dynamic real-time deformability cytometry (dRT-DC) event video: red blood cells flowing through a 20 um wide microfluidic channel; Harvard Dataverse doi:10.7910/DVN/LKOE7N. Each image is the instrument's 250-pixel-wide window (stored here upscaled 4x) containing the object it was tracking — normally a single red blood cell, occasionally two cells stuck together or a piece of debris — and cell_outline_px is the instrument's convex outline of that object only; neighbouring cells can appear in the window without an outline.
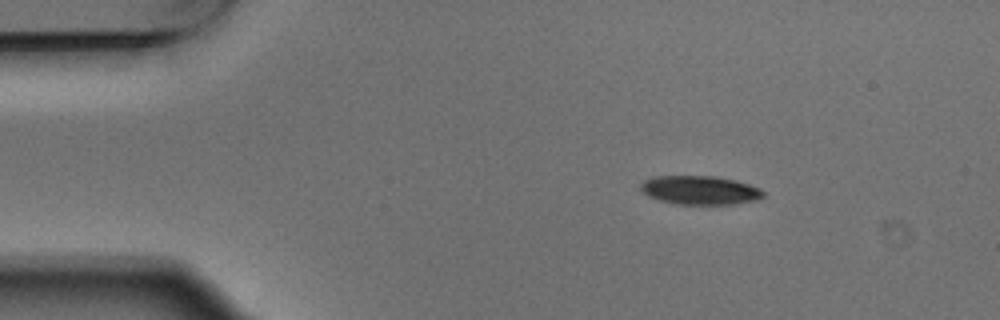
{"species": "Egyptian fruit bat (a non-hibernating species)", "species_latin": "Rousettus aegyptiacus", "temperature_condition": "warm", "stored_images_in_passage": 2, "camera_frame_rate_fps": 3000, "um_per_image_px": 0.085, "animal": {"sex": "male"}, "frame": {"image": 1, "passage_image": 1, "time_ms": 0.0, "image_size_px": [1000, 320], "cell_outline_px": [[764, 196], [756, 200], [732, 204], [676, 204], [660, 200], [648, 196], [640, 188], [640, 184], [644, 180], [652, 176], [716, 176], [736, 180], [760, 188], [764, 192]], "centroid_in_image_um": [59.49, 16.15], "position_along_channel_um": 25.5, "area_um2": 20.58}}